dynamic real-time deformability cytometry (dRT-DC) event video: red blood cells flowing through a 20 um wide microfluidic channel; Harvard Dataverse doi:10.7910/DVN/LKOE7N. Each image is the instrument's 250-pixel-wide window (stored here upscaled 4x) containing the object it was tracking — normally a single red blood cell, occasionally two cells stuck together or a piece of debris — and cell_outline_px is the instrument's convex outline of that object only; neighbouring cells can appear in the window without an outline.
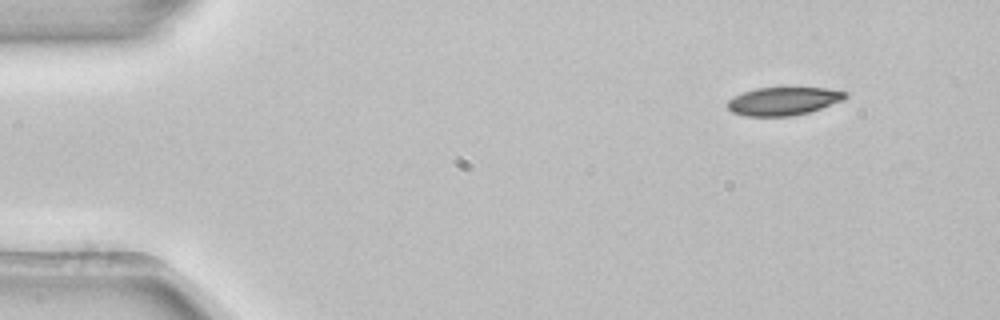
{"species": "common noctule bat (a hibernating species)", "species_latin": "Nyctalus noctula", "temperature_condition": "room temperature", "stored_images_in_passage": 3, "camera_frame_rate_fps": 3000, "um_per_image_px": 0.085, "animal": {"sex": "female", "body_mass_g": 22.7, "forearm_length_mm": 54.2}, "frame": {"image": 1, "passage_image": 1, "time_ms": 0.0, "image_size_px": [1000, 320], "cell_outline_px": [[848, 96], [844, 100], [808, 112], [792, 116], [744, 116], [732, 112], [728, 108], [728, 100], [744, 92], [756, 88], [828, 88], [848, 92]], "centroid_in_image_um": [66.62, 8.6], "position_along_channel_um": 18.4, "area_um2": 19.19}}
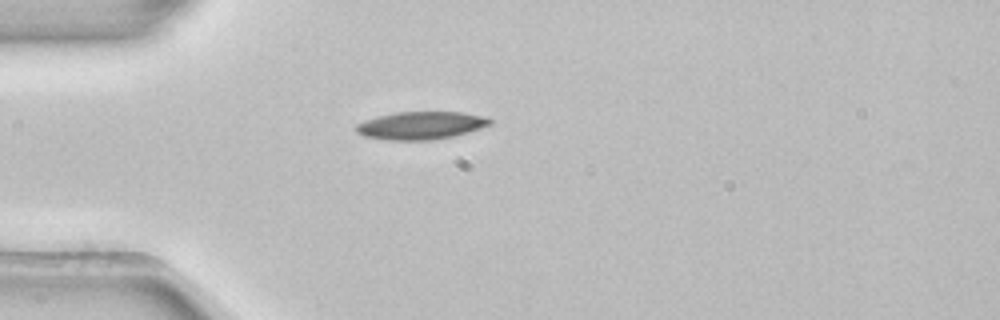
{"frame": {"image": 2, "passage_image": 3, "time_ms": 0.667, "image_size_px": [1000, 320], "cell_outline_px": [[492, 124], [468, 132], [452, 136], [432, 140], [388, 140], [364, 136], [356, 132], [356, 124], [364, 120], [376, 116], [396, 112], [460, 112], [488, 116], [492, 120]], "centroid_in_image_um": [35.78, 10.66], "position_along_channel_um": 49.2, "area_um2": 21.79}}